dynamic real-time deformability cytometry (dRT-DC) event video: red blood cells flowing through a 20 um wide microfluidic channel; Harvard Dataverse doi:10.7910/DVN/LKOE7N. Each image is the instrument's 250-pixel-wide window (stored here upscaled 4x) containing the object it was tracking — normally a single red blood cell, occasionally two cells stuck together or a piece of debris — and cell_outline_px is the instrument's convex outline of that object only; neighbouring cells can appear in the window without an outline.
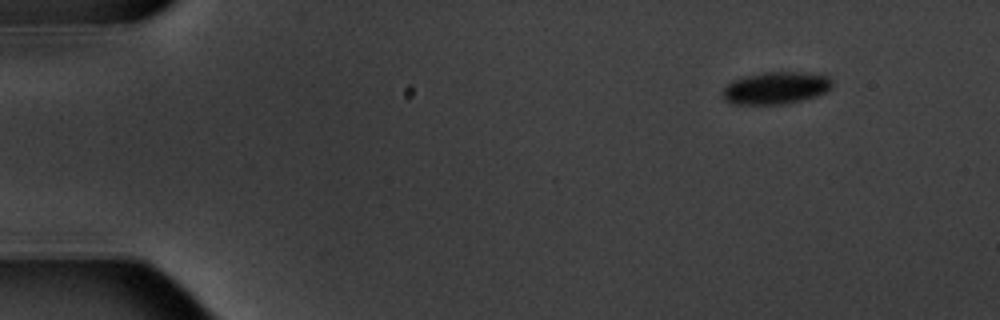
{"species": "common noctule bat (a hibernating species)", "species_latin": "Nyctalus noctula", "temperature_condition": "warm", "stored_images_in_passage": 6, "segment_of_instrument_passage": [2, 2], "camera_frame_rate_fps": 3000, "um_per_image_px": 0.085, "animal": {"sex": "male", "body_mass_g": 20.1, "forearm_length_mm": 53.5}, "frame": {"image": 1, "passage_image": 6, "time_ms": 7.0, "image_size_px": [1000, 320], "cell_outline_px": [[832, 88], [816, 96], [784, 104], [732, 104], [724, 100], [724, 88], [732, 80], [744, 76], [764, 72], [808, 72], [828, 76], [832, 80]], "centroid_in_image_um": [65.96, 7.47], "position_along_channel_um": 19.0, "area_um2": 20.58}}